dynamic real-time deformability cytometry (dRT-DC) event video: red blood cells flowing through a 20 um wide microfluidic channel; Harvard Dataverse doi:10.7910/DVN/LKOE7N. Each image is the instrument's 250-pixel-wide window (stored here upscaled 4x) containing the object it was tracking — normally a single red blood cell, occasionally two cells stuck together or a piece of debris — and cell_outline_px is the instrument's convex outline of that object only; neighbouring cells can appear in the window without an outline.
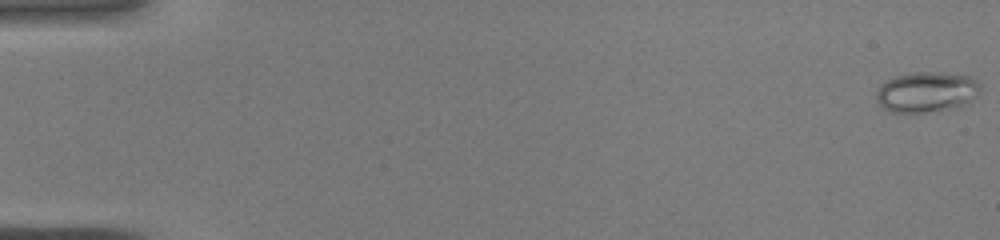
{"species": "common noctule bat (a hibernating species)", "species_latin": "Nyctalus noctula", "temperature_condition": "warm", "stored_images_in_passage": 13, "camera_frame_rate_fps": 3000, "um_per_image_px": 0.085, "animal": {"sex": "male", "body_mass_g": 19.0, "forearm_length_mm": 50.8}, "frame": {"image": 1, "passage_image": 1, "time_ms": 0.0, "image_size_px": [1000, 240], "cell_outline_px": [[980, 88], [976, 96], [972, 100], [956, 108], [924, 112], [892, 112], [884, 108], [876, 100], [876, 92], [880, 84], [896, 76], [916, 72], [932, 72], [968, 76], [976, 80], [980, 84]], "centroid_in_image_um": [78.74, 7.83], "position_along_channel_um": 6.3, "area_um2": 24.28}}